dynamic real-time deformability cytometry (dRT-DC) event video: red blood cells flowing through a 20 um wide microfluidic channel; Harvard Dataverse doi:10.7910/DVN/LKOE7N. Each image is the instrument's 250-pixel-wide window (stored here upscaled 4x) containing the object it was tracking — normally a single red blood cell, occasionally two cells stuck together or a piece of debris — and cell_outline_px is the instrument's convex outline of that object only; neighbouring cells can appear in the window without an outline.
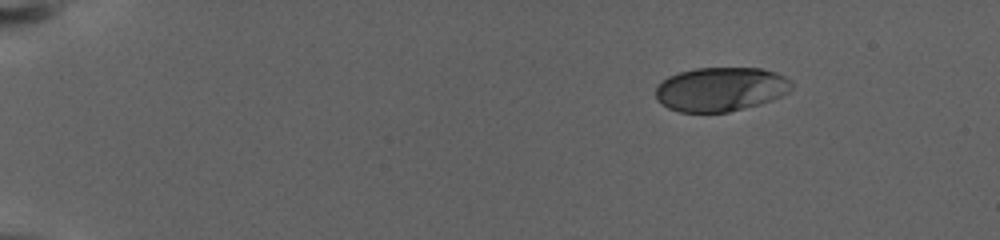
{"species": "human", "species_latin": "Homo sapiens", "temperature_condition": "warm", "stored_images_in_passage": 66, "camera_frame_rate_fps": 3000, "um_per_image_px": 0.085, "donor": {"sex": "female"}, "frame": {"image": 1, "passage_image": 1, "time_ms": 0.0, "image_size_px": [1000, 240], "cell_outline_px": [[792, 88], [788, 92], [772, 100], [760, 104], [728, 112], [680, 112], [668, 108], [660, 104], [656, 100], [656, 88], [668, 76], [680, 72], [696, 68], [760, 68], [776, 72], [792, 80]], "centroid_in_image_um": [61.26, 7.59], "position_along_channel_um": 23.7, "area_um2": 35.03}}
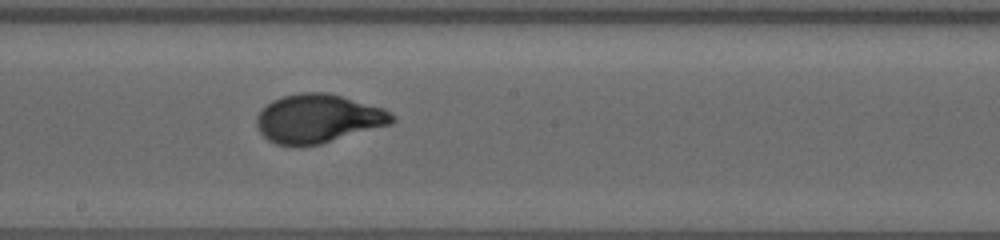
{"frame": {"image": 2, "passage_image": 35, "time_ms": 11.333, "image_size_px": [1000, 240], "cell_outline_px": [[396, 120], [392, 124], [320, 144], [300, 148], [276, 144], [268, 140], [256, 128], [256, 116], [272, 100], [284, 96], [300, 92], [328, 92], [384, 108], [396, 116]], "centroid_in_image_um": [27.04, 10.1], "position_along_channel_um": 221.2, "area_um2": 38.84}}
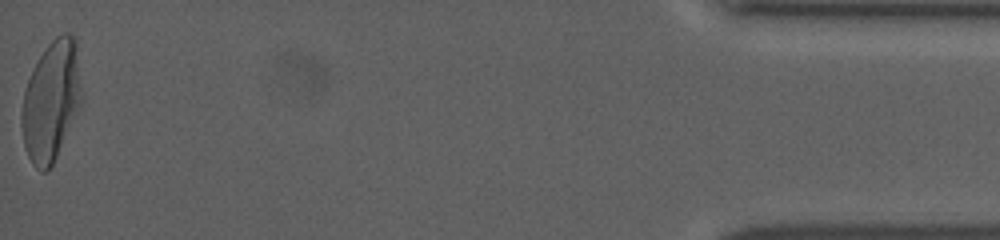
{"frame": {"image": 3, "passage_image": 66, "time_ms": 21.667, "image_size_px": [1000, 240], "cell_outline_px": [[84, 96], [80, 108], [48, 172], [40, 172], [32, 164], [28, 156], [24, 144], [20, 124], [20, 116], [24, 92], [32, 68], [48, 44], [56, 36], [64, 32], [68, 32], [76, 40]], "centroid_in_image_um": [4.37, 8.57], "position_along_channel_um": 430.8, "area_um2": 42.48}, "authors_computed_cell_mechanics": {"area_um2": 37.1365, "velocity_mm_per_s": 2.8157, "shape_relaxation_time_tau1_ms": 6.2016, "shape_relaxation_time_tau2_ms": null, "deformation_change_tau1": 0.2394, "deformation_change_tau2": null}}